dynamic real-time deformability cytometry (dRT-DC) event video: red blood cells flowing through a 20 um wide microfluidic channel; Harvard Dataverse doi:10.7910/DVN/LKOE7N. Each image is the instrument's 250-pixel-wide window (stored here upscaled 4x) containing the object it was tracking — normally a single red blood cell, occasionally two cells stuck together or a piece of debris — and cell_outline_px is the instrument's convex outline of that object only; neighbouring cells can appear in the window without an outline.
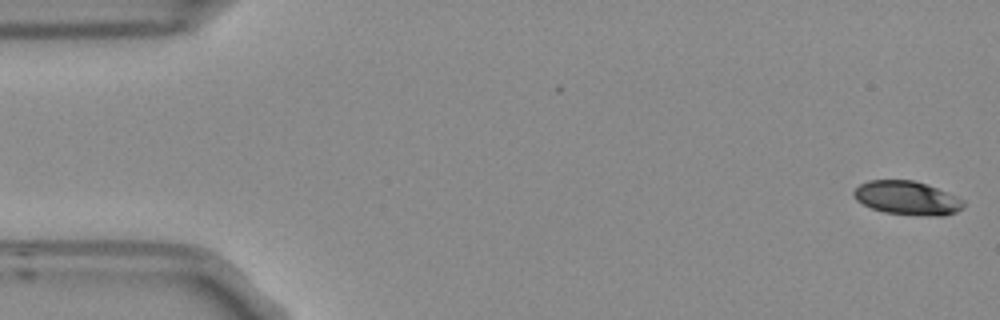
{"species": "Egyptian fruit bat (a non-hibernating species)", "species_latin": "Rousettus aegyptiacus", "temperature_condition": "room temperature", "stored_images_in_passage": 5, "camera_frame_rate_fps": 3000, "um_per_image_px": 0.085, "frame": {"image": 1, "passage_image": 1, "time_ms": 0.0, "image_size_px": [1000, 320], "cell_outline_px": [[964, 204], [956, 212], [944, 216], [928, 216], [884, 212], [872, 208], [856, 200], [852, 192], [860, 184], [868, 180], [912, 180], [936, 188], [964, 200]], "centroid_in_image_um": [77.08, 16.83], "position_along_channel_um": 7.9, "area_um2": 21.27}}
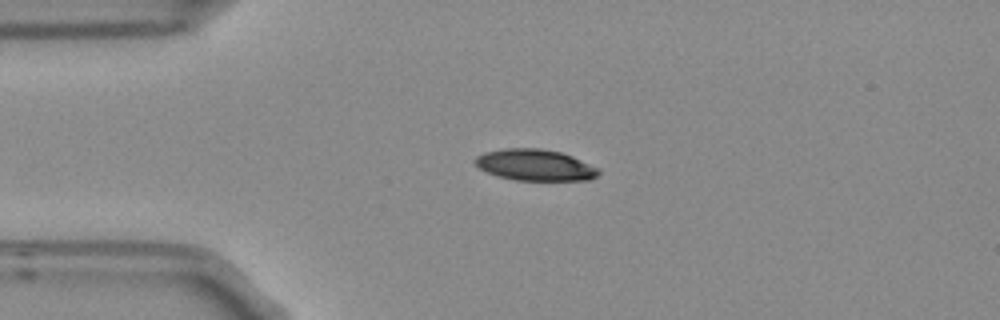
{"frame": {"image": 2, "passage_image": 4, "time_ms": 1.0, "image_size_px": [1000, 320], "cell_outline_px": [[600, 172], [596, 176], [588, 180], [516, 180], [496, 176], [480, 168], [472, 160], [476, 156], [484, 152], [504, 148], [540, 148], [560, 152], [572, 156], [600, 168]], "centroid_in_image_um": [45.47, 14.02], "position_along_channel_um": 39.5, "area_um2": 22.6}}